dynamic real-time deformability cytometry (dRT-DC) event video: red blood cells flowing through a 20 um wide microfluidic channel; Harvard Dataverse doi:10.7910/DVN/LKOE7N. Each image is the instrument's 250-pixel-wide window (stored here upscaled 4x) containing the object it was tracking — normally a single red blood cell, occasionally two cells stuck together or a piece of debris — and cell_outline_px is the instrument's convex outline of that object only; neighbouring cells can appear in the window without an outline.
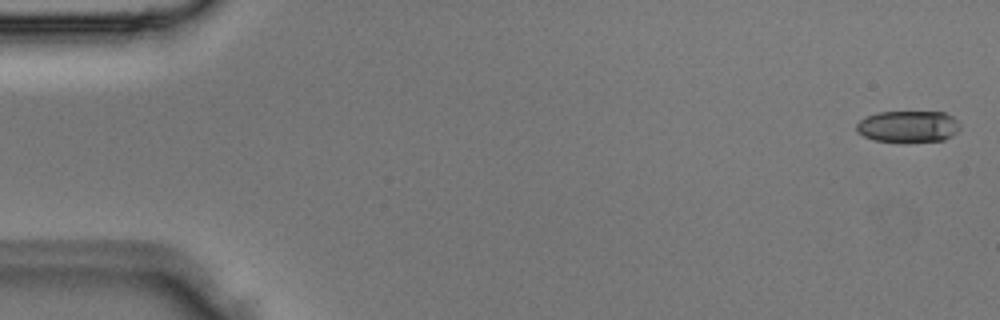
{"species": "Egyptian fruit bat (a non-hibernating species)", "species_latin": "Rousettus aegyptiacus", "temperature_condition": "room temperature", "stored_images_in_passage": 4, "camera_frame_rate_fps": 3000, "um_per_image_px": 0.085, "animal": {"sex": "male"}, "frame": {"image": 1, "passage_image": 1, "time_ms": 0.0, "image_size_px": [1000, 320], "cell_outline_px": [[960, 128], [952, 136], [944, 140], [872, 140], [856, 132], [856, 124], [860, 120], [876, 112], [944, 112], [952, 116], [960, 124]], "centroid_in_image_um": [77.19, 10.72], "position_along_channel_um": 7.8, "area_um2": 18.67}}